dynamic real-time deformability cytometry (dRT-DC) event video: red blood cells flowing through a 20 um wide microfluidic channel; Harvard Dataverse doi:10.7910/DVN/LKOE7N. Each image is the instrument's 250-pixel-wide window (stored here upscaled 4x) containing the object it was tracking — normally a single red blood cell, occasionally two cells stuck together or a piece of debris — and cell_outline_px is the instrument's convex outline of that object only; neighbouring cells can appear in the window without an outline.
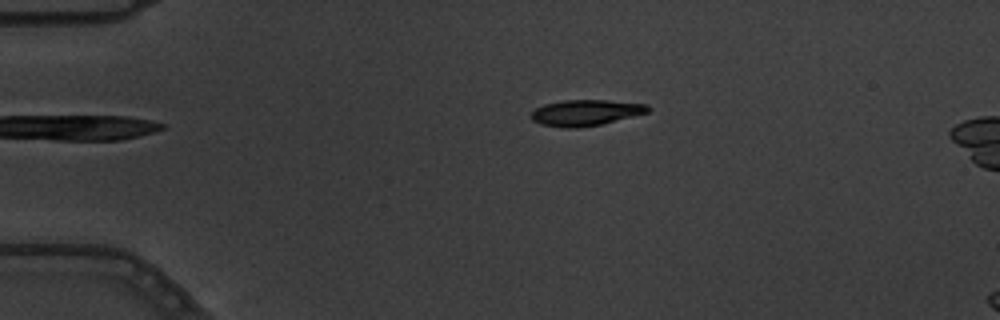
{"species": "common noctule bat (a hibernating species)", "species_latin": "Nyctalus noctula", "temperature_condition": "warm", "stored_images_in_passage": 2, "camera_frame_rate_fps": 3000, "um_per_image_px": 0.085, "animal": {"sex": "male", "body_mass_g": 19.5, "forearm_length_mm": 54.6}, "frame": {"image": 1, "passage_image": 2, "time_ms": 0.333, "image_size_px": [1000, 320], "cell_outline_px": [[652, 108], [648, 112], [600, 124], [576, 128], [564, 128], [540, 124], [532, 120], [528, 116], [528, 112], [544, 104], [564, 100], [604, 100], [648, 104]], "centroid_in_image_um": [49.71, 9.57], "position_along_channel_um": 35.3, "area_um2": 17.74}}